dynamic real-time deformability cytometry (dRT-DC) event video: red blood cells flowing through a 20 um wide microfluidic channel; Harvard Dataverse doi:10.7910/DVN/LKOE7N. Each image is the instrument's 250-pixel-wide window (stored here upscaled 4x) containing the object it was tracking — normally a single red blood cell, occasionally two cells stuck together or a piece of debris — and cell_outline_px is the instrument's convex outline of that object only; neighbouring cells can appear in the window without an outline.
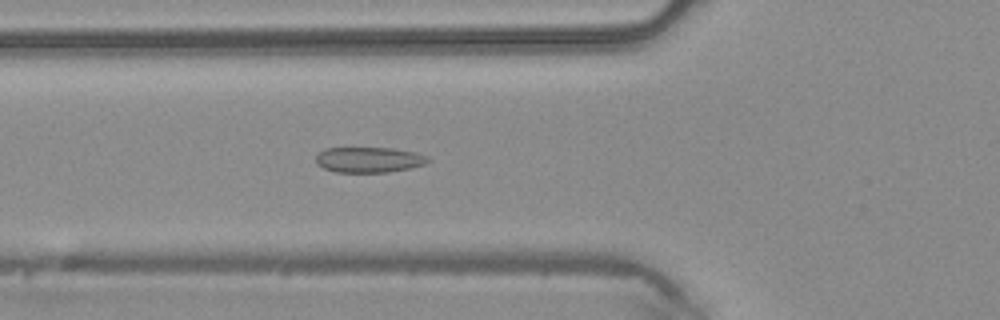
{"species": "common noctule bat (a hibernating species)", "species_latin": "Nyctalus noctula", "temperature_condition": "warm", "stored_images_in_passage": 35, "camera_frame_rate_fps": 3000, "um_per_image_px": 0.085, "animal": {"sex": "male", "body_mass_g": 20.4}, "frame": {"image": 1, "passage_image": 5, "time_ms": 1.333, "image_size_px": [1000, 320], "cell_outline_px": [[432, 160], [424, 164], [412, 168], [388, 172], [336, 172], [324, 168], [316, 164], [316, 156], [324, 148], [392, 148], [416, 152], [428, 156]], "centroid_in_image_um": [31.39, 13.58], "position_along_channel_um": 94.4, "area_um2": 16.76}}
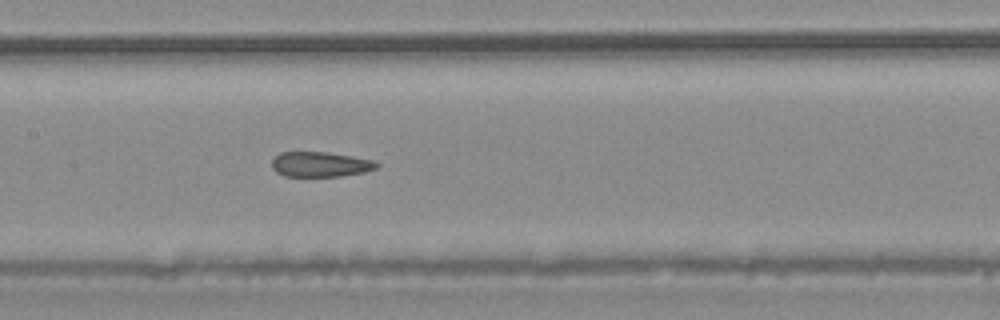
{"frame": {"image": 2, "passage_image": 11, "time_ms": 3.333, "image_size_px": [1000, 320], "cell_outline_px": [[380, 164], [376, 168], [364, 172], [340, 176], [284, 176], [276, 172], [272, 168], [272, 160], [280, 152], [328, 152], [376, 160]], "centroid_in_image_um": [27.24, 13.96], "position_along_channel_um": 180.2, "area_um2": 15.37}}
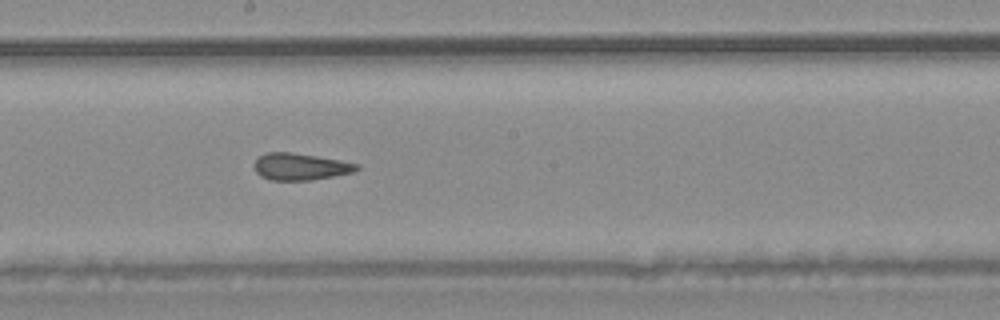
{"frame": {"image": 3, "passage_image": 14, "time_ms": 4.333, "image_size_px": [1000, 320], "cell_outline_px": [[360, 168], [352, 172], [312, 180], [272, 180], [260, 176], [256, 172], [256, 160], [264, 152], [292, 152], [340, 160], [360, 164]], "centroid_in_image_um": [25.54, 14.16], "position_along_channel_um": 222.7, "area_um2": 15.9}, "authors_computed_cell_mechanics": {"area_um2": 16.5886, "velocity_mm_per_s": 4.2536, "shape_relaxation_time_tau1_ms": null, "shape_relaxation_time_tau2_ms": 2.2201, "deformation_change_tau1": null, "deformation_change_tau2": 0.1004}}